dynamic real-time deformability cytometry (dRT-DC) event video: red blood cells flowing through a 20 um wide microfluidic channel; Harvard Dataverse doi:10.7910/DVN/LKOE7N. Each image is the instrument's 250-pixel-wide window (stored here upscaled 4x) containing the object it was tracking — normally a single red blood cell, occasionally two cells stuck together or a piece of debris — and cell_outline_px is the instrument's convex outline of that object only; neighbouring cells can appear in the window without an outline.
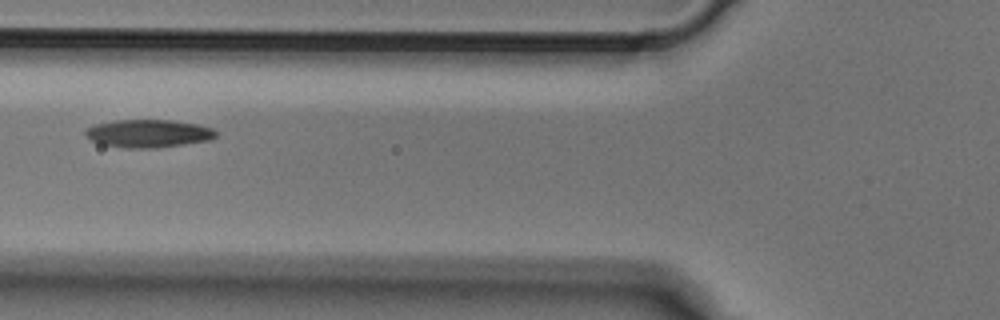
{"species": "Egyptian fruit bat (a non-hibernating species)", "species_latin": "Rousettus aegyptiacus", "temperature_condition": "cold", "stored_images_in_passage": 3, "camera_frame_rate_fps": 3000, "um_per_image_px": 0.085, "animal": {"sex": "male"}, "frame": {"image": 1, "passage_image": 2, "time_ms": 0.333, "image_size_px": [1000, 320], "cell_outline_px": [[216, 136], [212, 140], [156, 148], [124, 148], [100, 144], [84, 136], [84, 128], [92, 124], [116, 120], [172, 120], [196, 124], [212, 128], [216, 132]], "centroid_in_image_um": [12.55, 11.34], "position_along_channel_um": 113.2, "area_um2": 21.5}}
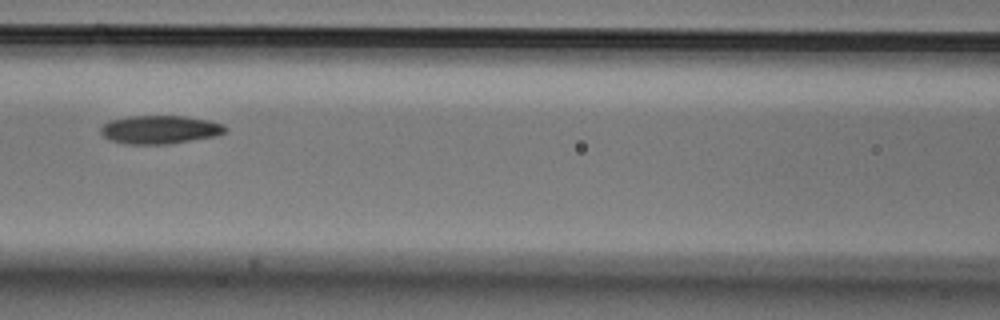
{"frame": {"image": 2, "passage_image": 3, "time_ms": 0.667, "image_size_px": [1000, 320], "cell_outline_px": [[228, 128], [224, 132], [216, 136], [168, 144], [128, 144], [112, 140], [104, 136], [100, 132], [100, 128], [108, 120], [128, 116], [184, 116], [208, 120], [224, 124]], "centroid_in_image_um": [13.59, 11.01], "position_along_channel_um": 153.0, "area_um2": 20.58}}